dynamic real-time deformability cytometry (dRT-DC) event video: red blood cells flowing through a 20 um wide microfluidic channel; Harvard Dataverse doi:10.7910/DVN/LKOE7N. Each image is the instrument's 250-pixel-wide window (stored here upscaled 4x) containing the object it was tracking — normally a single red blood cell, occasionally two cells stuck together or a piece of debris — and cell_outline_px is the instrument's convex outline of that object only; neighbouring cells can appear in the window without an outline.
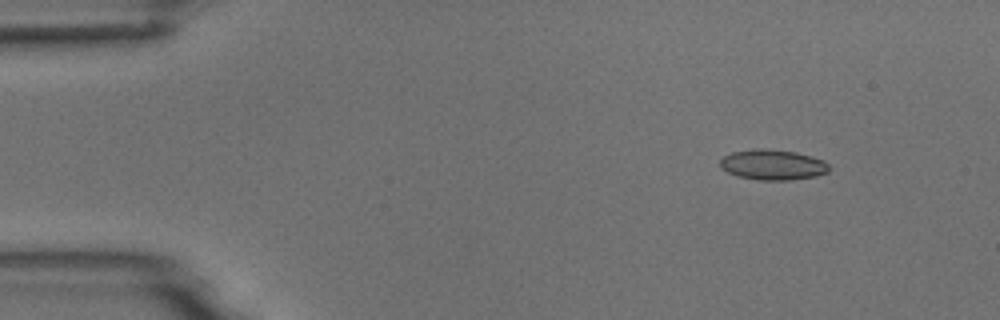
{"species": "common noctule bat (a hibernating species)", "species_latin": "Nyctalus noctula", "temperature_condition": "room temperature", "stored_images_in_passage": 4, "camera_frame_rate_fps": 3000, "um_per_image_px": 0.085, "animal": {"sex": "male", "body_mass_g": 18.8}, "frame": {"image": 1, "passage_image": 2, "time_ms": 1.333, "image_size_px": [1000, 320], "cell_outline_px": [[828, 172], [816, 176], [788, 180], [760, 180], [736, 176], [720, 168], [720, 160], [724, 156], [732, 152], [756, 148], [764, 148], [796, 152], [824, 160], [828, 164]], "centroid_in_image_um": [65.66, 14.0], "position_along_channel_um": 19.3, "area_um2": 19.31}}